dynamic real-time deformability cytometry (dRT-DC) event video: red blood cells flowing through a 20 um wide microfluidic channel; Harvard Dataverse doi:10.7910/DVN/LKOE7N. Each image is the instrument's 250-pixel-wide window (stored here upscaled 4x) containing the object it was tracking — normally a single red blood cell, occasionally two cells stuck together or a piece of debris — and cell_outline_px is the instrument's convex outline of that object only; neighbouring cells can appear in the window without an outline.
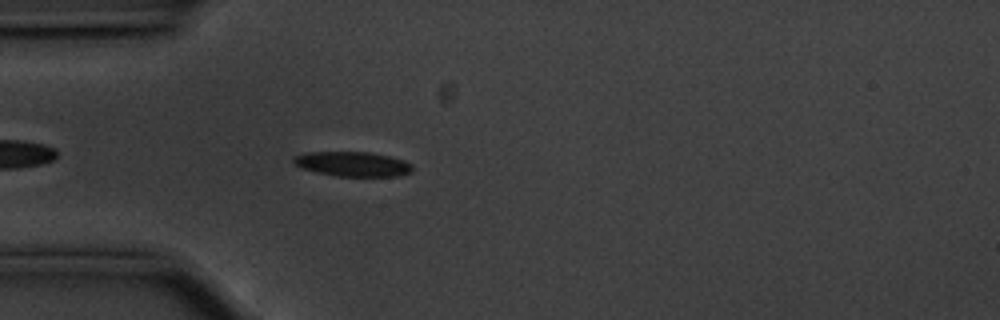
{"species": "common noctule bat (a hibernating species)", "species_latin": "Nyctalus noctula", "temperature_condition": "cold", "stored_images_in_passage": 45, "camera_frame_rate_fps": 3000, "um_per_image_px": 0.085, "animal": {"sex": "male", "body_mass_g": 20.1, "forearm_length_mm": 53.5}, "frame": {"image": 1, "passage_image": 5, "time_ms": 1.333, "image_size_px": [1000, 320], "cell_outline_px": [[412, 172], [396, 176], [336, 176], [304, 168], [296, 164], [292, 160], [296, 156], [304, 152], [368, 152], [388, 156], [404, 160], [412, 164]], "centroid_in_image_um": [30.02, 13.93], "position_along_channel_um": 55.0, "area_um2": 16.82}}
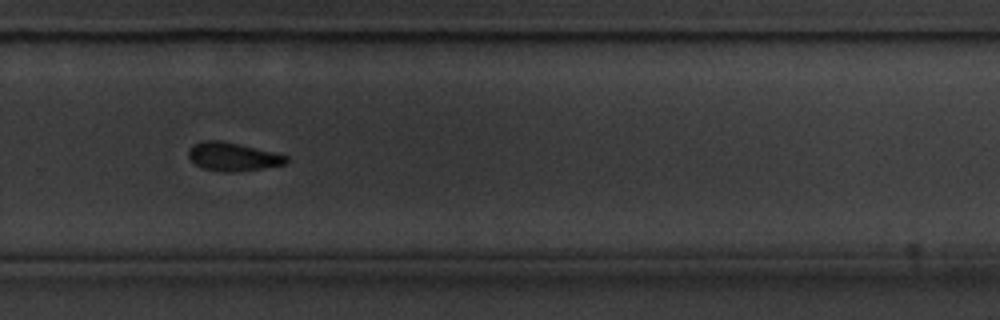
{"frame": {"image": 2, "passage_image": 27, "time_ms": 8.667, "image_size_px": [1000, 320], "cell_outline_px": [[288, 160], [284, 164], [260, 168], [232, 172], [224, 172], [204, 168], [196, 164], [188, 156], [188, 152], [200, 140], [220, 140], [272, 152], [288, 156]], "centroid_in_image_um": [19.77, 13.31], "position_along_channel_um": 310.0, "area_um2": 15.66}}
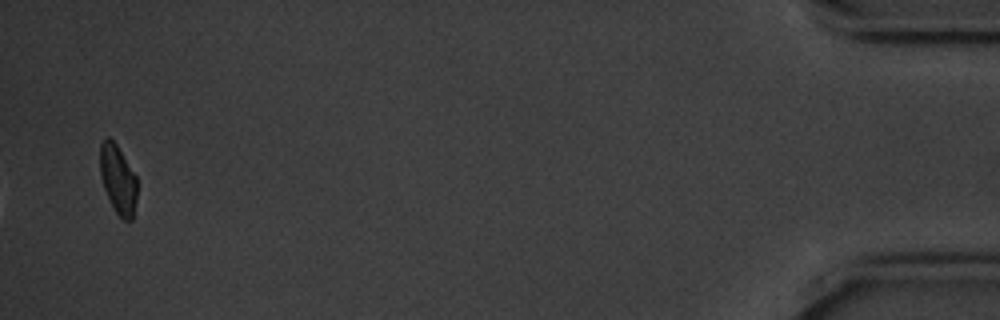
{"frame": {"image": 3, "passage_image": 44, "time_ms": 14.333, "image_size_px": [1000, 320], "cell_outline_px": [[136, 200], [132, 220], [124, 220], [116, 212], [104, 188], [100, 176], [100, 144], [108, 136], [116, 144], [136, 176]], "centroid_in_image_um": [10.02, 15.24], "position_along_channel_um": 425.2, "area_um2": 14.57}, "authors_computed_cell_mechanics": {"area_um2": 16.9354, "velocity_mm_per_s": 3.5472, "shape_relaxation_time_tau1_ms": 10.7973, "shape_relaxation_time_tau2_ms": null, "deformation_change_tau1": 0.3567, "deformation_change_tau2": null}}